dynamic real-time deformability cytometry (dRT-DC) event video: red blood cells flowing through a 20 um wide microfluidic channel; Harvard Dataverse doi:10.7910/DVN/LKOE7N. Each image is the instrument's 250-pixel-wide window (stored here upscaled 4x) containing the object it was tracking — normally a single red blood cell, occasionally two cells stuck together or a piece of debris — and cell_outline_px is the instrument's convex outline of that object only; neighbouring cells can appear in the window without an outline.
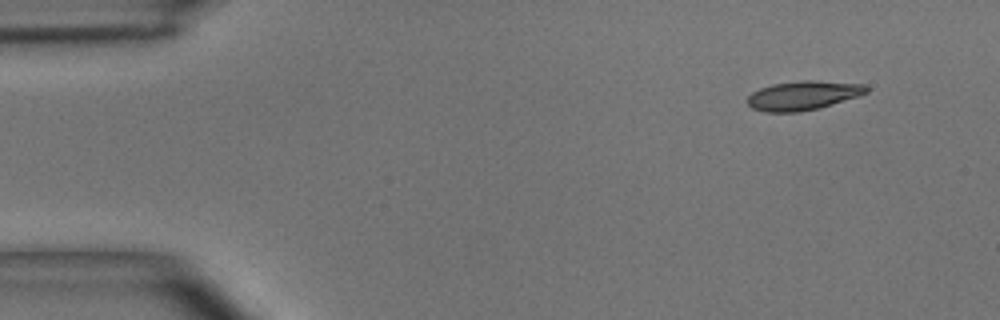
{"species": "common noctule bat (a hibernating species)", "species_latin": "Nyctalus noctula", "temperature_condition": "room temperature", "stored_images_in_passage": 7, "camera_frame_rate_fps": 3000, "um_per_image_px": 0.085, "animal": {"sex": "male", "body_mass_g": 15.6}, "frame": {"image": 1, "passage_image": 1, "time_ms": 0.0, "image_size_px": [1000, 320], "cell_outline_px": [[868, 92], [860, 96], [820, 108], [800, 112], [764, 112], [752, 108], [748, 104], [748, 96], [752, 92], [760, 88], [772, 84], [804, 80], [816, 80], [864, 84], [868, 88]], "centroid_in_image_um": [68.28, 8.12], "position_along_channel_um": 16.7, "area_um2": 20.35}}
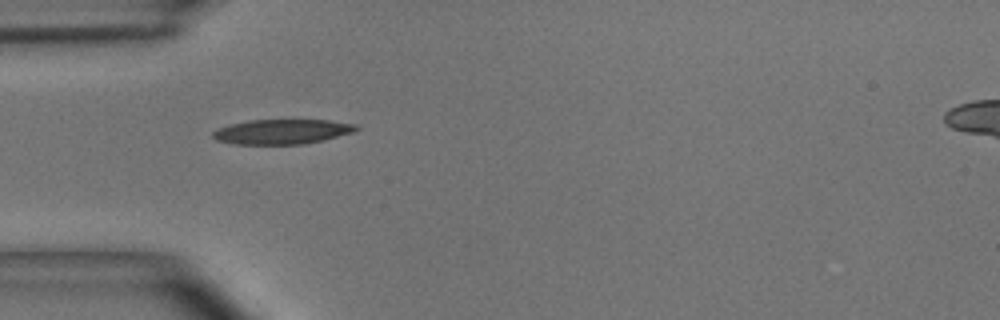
{"frame": {"image": 2, "passage_image": 4, "time_ms": 1.0, "image_size_px": [1000, 320], "cell_outline_px": [[360, 128], [352, 132], [304, 144], [236, 144], [216, 140], [212, 136], [212, 132], [216, 128], [248, 120], [328, 120], [356, 124]], "centroid_in_image_um": [23.93, 11.18], "position_along_channel_um": 61.1, "area_um2": 20.52}}
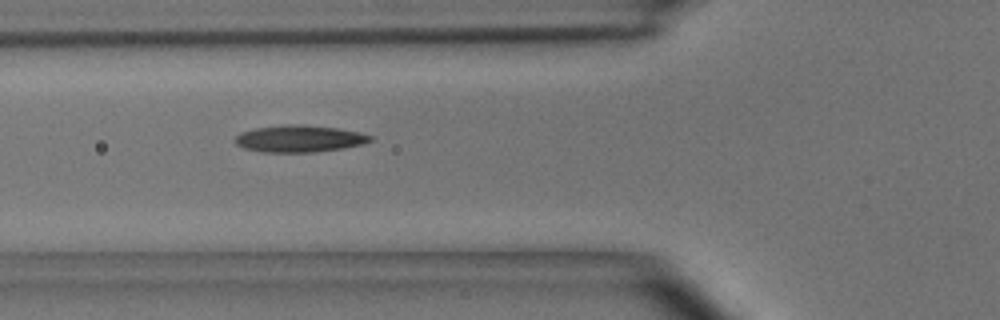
{"frame": {"image": 3, "passage_image": 5, "time_ms": 1.333, "image_size_px": [1000, 320], "cell_outline_px": [[372, 140], [364, 144], [344, 148], [316, 152], [260, 152], [244, 148], [236, 144], [232, 140], [240, 132], [256, 128], [288, 124], [296, 124], [340, 128], [360, 132], [372, 136]], "centroid_in_image_um": [25.44, 11.79], "position_along_channel_um": 100.4, "area_um2": 21.39}}